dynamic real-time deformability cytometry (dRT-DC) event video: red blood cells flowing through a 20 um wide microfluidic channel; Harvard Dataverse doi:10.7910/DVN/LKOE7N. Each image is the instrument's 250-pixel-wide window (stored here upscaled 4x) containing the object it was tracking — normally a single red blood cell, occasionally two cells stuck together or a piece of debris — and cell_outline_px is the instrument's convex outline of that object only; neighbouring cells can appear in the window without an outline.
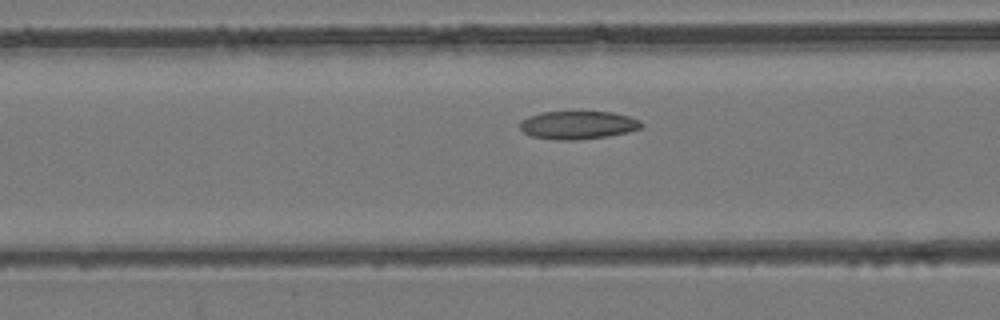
{"species": "common noctule bat (a hibernating species)", "species_latin": "Nyctalus noctula", "temperature_condition": "room temperature", "stored_images_in_passage": 41, "camera_frame_rate_fps": 3000, "um_per_image_px": 0.085, "animal": {"sex": "female", "body_mass_g": 24.6, "forearm_length_mm": 56.2}, "frame": {"image": 1, "passage_image": 14, "time_ms": 4.333, "image_size_px": [1000, 320], "cell_outline_px": [[644, 124], [640, 128], [628, 132], [608, 136], [572, 140], [556, 140], [532, 136], [524, 132], [520, 128], [520, 120], [528, 116], [544, 112], [612, 112], [628, 116], [640, 120]], "centroid_in_image_um": [49.12, 10.63], "position_along_channel_um": 117.5, "area_um2": 19.83}}
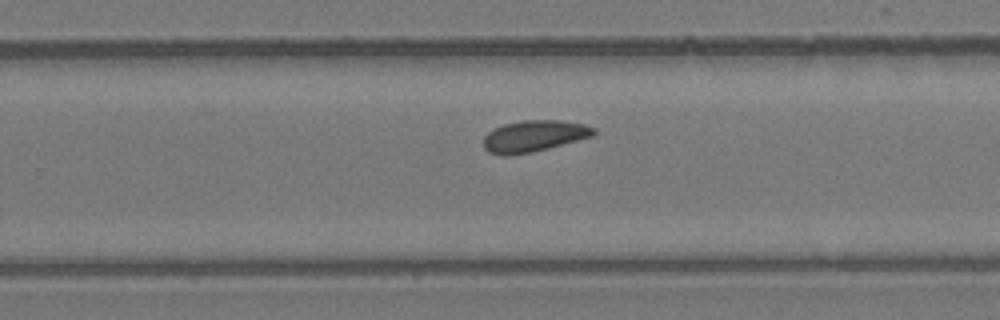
{"frame": {"image": 2, "passage_image": 25, "time_ms": 8.0, "image_size_px": [1000, 320], "cell_outline_px": [[596, 132], [592, 136], [548, 148], [532, 152], [508, 156], [504, 156], [488, 152], [484, 148], [484, 136], [492, 128], [504, 124], [520, 120], [560, 120], [584, 124], [596, 128]], "centroid_in_image_um": [45.36, 11.56], "position_along_channel_um": 284.4, "area_um2": 20.29}}
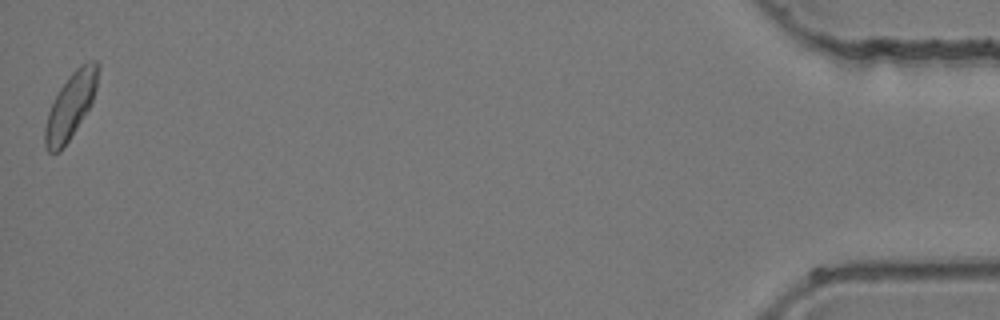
{"frame": {"image": 3, "passage_image": 41, "time_ms": 13.333, "image_size_px": [1000, 320], "cell_outline_px": [[100, 68], [96, 88], [92, 100], [88, 108], [76, 128], [60, 152], [48, 152], [44, 144], [44, 128], [48, 112], [60, 88], [68, 76], [80, 64], [88, 60], [96, 60], [100, 64]], "centroid_in_image_um": [6.0, 8.94], "position_along_channel_um": 429.2, "area_um2": 20.06}}